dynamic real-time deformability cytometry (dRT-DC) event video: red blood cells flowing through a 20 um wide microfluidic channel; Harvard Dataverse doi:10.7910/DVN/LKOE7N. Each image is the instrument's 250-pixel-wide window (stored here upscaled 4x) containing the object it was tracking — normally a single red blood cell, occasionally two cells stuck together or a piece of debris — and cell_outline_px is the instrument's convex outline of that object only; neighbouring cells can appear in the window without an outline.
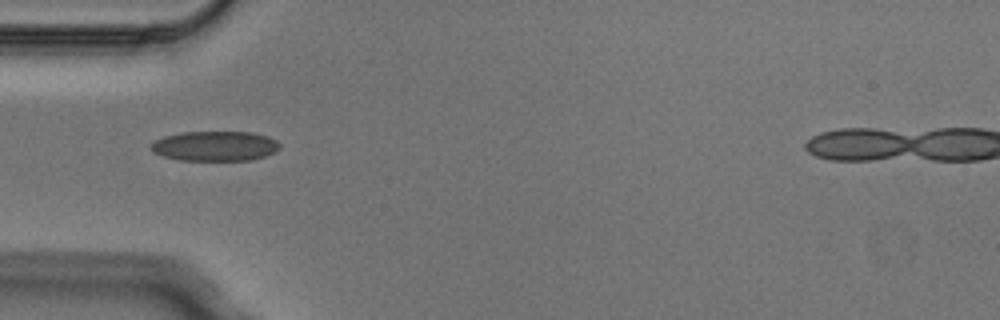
{"species": "Egyptian fruit bat (a non-hibernating species)", "species_latin": "Rousettus aegyptiacus", "temperature_condition": "cold", "stored_images_in_passage": 3, "camera_frame_rate_fps": 3000, "um_per_image_px": 0.085, "animal": {"sex": "male"}, "frame": {"image": 1, "passage_image": 1, "time_ms": 0.0, "image_size_px": [1000, 320], "cell_outline_px": [[280, 148], [276, 152], [252, 160], [180, 160], [164, 156], [152, 152], [152, 144], [156, 140], [164, 136], [184, 132], [252, 132], [268, 136], [276, 140], [280, 144]], "centroid_in_image_um": [18.32, 12.41], "position_along_channel_um": 66.7, "area_um2": 22.37}}
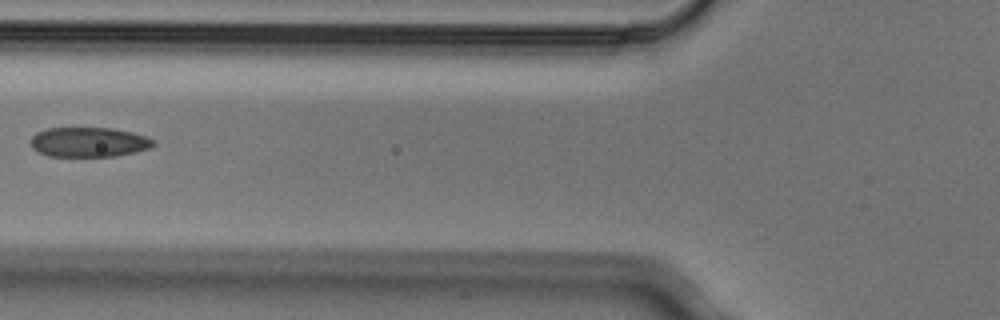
{"frame": {"image": 2, "passage_image": 2, "time_ms": 0.333, "image_size_px": [1000, 320], "cell_outline_px": [[156, 144], [148, 148], [136, 152], [116, 156], [48, 156], [32, 148], [32, 136], [36, 132], [48, 128], [112, 128], [132, 132], [156, 140]], "centroid_in_image_um": [7.57, 12.08], "position_along_channel_um": 118.2, "area_um2": 21.21}}
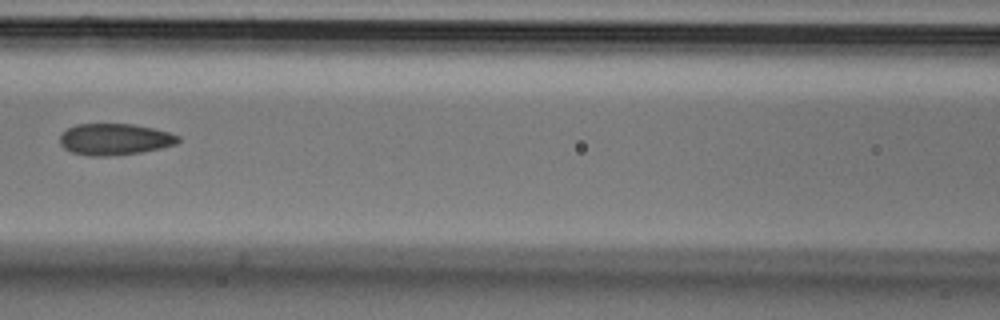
{"frame": {"image": 3, "passage_image": 3, "time_ms": 0.667, "image_size_px": [1000, 320], "cell_outline_px": [[180, 140], [176, 144], [160, 148], [140, 152], [108, 156], [88, 156], [72, 152], [64, 148], [60, 144], [60, 136], [68, 128], [76, 124], [132, 124], [152, 128], [168, 132], [180, 136]], "centroid_in_image_um": [9.74, 11.84], "position_along_channel_um": 156.9, "area_um2": 21.56}}